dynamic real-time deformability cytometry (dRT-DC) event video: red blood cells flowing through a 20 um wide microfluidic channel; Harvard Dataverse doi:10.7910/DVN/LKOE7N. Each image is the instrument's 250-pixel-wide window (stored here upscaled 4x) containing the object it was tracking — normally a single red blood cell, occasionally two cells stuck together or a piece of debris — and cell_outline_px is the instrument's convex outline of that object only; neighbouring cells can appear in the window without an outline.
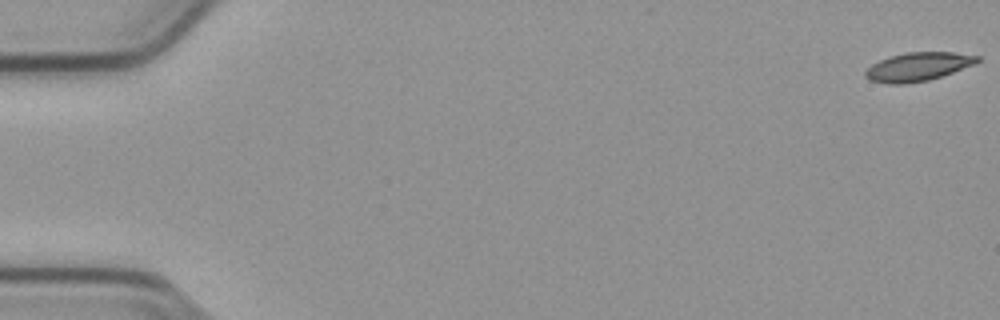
{"species": "common noctule bat (a hibernating species)", "species_latin": "Nyctalus noctula", "temperature_condition": "cold", "stored_images_in_passage": 55, "camera_frame_rate_fps": 3000, "um_per_image_px": 0.085, "animal": {"sex": "male", "body_mass_g": 23.1, "forearm_length_mm": 52.7}, "frame": {"image": 1, "passage_image": 1, "time_ms": 0.0, "image_size_px": [1000, 320], "cell_outline_px": [[980, 60], [972, 64], [952, 72], [928, 80], [904, 84], [888, 84], [868, 80], [864, 76], [864, 72], [872, 64], [888, 56], [904, 52], [952, 52], [980, 56]], "centroid_in_image_um": [77.96, 5.67], "position_along_channel_um": 7.0, "area_um2": 18.55}}
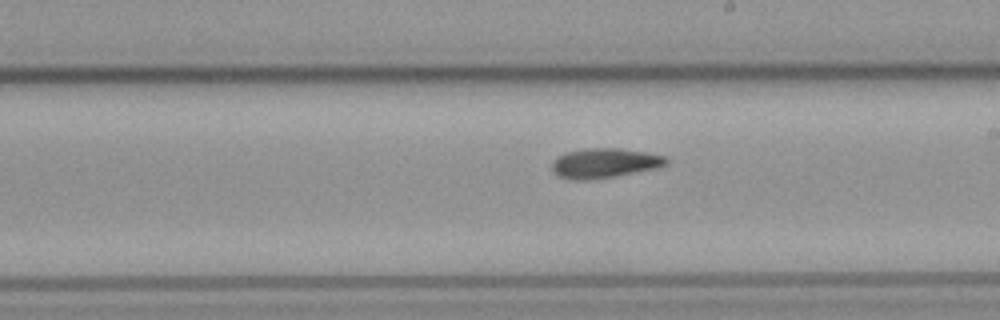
{"frame": {"image": 2, "passage_image": 32, "time_ms": 10.333, "image_size_px": [1000, 320], "cell_outline_px": [[668, 164], [656, 168], [612, 176], [588, 180], [572, 180], [560, 176], [552, 172], [552, 160], [556, 156], [564, 152], [584, 148], [620, 148], [644, 152], [664, 156], [668, 160]], "centroid_in_image_um": [51.32, 13.85], "position_along_channel_um": 237.7, "area_um2": 19.77}}
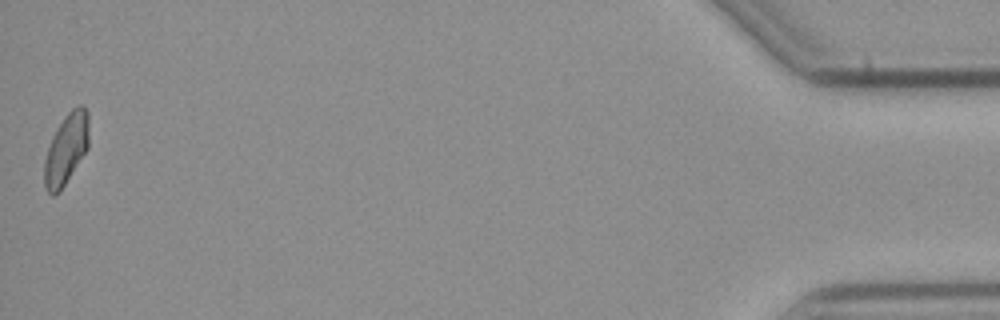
{"frame": {"image": 3, "passage_image": 55, "time_ms": 18.0, "image_size_px": [1000, 320], "cell_outline_px": [[88, 148], [60, 192], [52, 196], [44, 188], [44, 160], [52, 136], [64, 116], [76, 104], [84, 104], [88, 112]], "centroid_in_image_um": [5.62, 12.66], "position_along_channel_um": 429.6, "area_um2": 18.55}, "authors_computed_cell_mechanics": {"area_um2": 19.0162, "velocity_mm_per_s": 3.786, "shape_relaxation_time_tau1_ms": 8.4653, "shape_relaxation_time_tau2_ms": 10.1619, "deformation_change_tau1": 0.1726, "deformation_change_tau2": 0.1809}}